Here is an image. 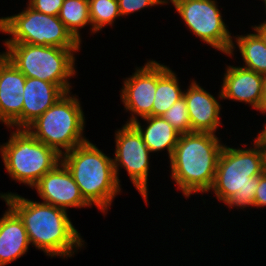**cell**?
<instances>
[{
  "instance_id": "7c38bea8",
  "label": "cell",
  "mask_w": 266,
  "mask_h": 266,
  "mask_svg": "<svg viewBox=\"0 0 266 266\" xmlns=\"http://www.w3.org/2000/svg\"><path fill=\"white\" fill-rule=\"evenodd\" d=\"M32 188L37 190L43 203L67 210L69 207L91 206L82 196L71 173L60 161L47 172Z\"/></svg>"
},
{
  "instance_id": "8992f818",
  "label": "cell",
  "mask_w": 266,
  "mask_h": 266,
  "mask_svg": "<svg viewBox=\"0 0 266 266\" xmlns=\"http://www.w3.org/2000/svg\"><path fill=\"white\" fill-rule=\"evenodd\" d=\"M2 53L26 77L38 78L60 86L70 92L69 78L75 75L74 52L79 49H64L55 46L31 45L26 43H5Z\"/></svg>"
},
{
  "instance_id": "8fae6325",
  "label": "cell",
  "mask_w": 266,
  "mask_h": 266,
  "mask_svg": "<svg viewBox=\"0 0 266 266\" xmlns=\"http://www.w3.org/2000/svg\"><path fill=\"white\" fill-rule=\"evenodd\" d=\"M157 88V62L148 61L140 69L124 81L120 98L127 111L132 116L128 124L137 120L136 115L141 118L152 116L153 102Z\"/></svg>"
},
{
  "instance_id": "d6986e66",
  "label": "cell",
  "mask_w": 266,
  "mask_h": 266,
  "mask_svg": "<svg viewBox=\"0 0 266 266\" xmlns=\"http://www.w3.org/2000/svg\"><path fill=\"white\" fill-rule=\"evenodd\" d=\"M169 67L157 62V88L153 102L152 116H162L175 102L183 97L184 91Z\"/></svg>"
},
{
  "instance_id": "3957f363",
  "label": "cell",
  "mask_w": 266,
  "mask_h": 266,
  "mask_svg": "<svg viewBox=\"0 0 266 266\" xmlns=\"http://www.w3.org/2000/svg\"><path fill=\"white\" fill-rule=\"evenodd\" d=\"M223 146L214 133L180 134L170 168L172 179L186 197L210 191Z\"/></svg>"
},
{
  "instance_id": "5b68a950",
  "label": "cell",
  "mask_w": 266,
  "mask_h": 266,
  "mask_svg": "<svg viewBox=\"0 0 266 266\" xmlns=\"http://www.w3.org/2000/svg\"><path fill=\"white\" fill-rule=\"evenodd\" d=\"M70 94L63 95L25 128L61 156L88 141L82 136L85 117L80 101Z\"/></svg>"
},
{
  "instance_id": "7a4b0ae2",
  "label": "cell",
  "mask_w": 266,
  "mask_h": 266,
  "mask_svg": "<svg viewBox=\"0 0 266 266\" xmlns=\"http://www.w3.org/2000/svg\"><path fill=\"white\" fill-rule=\"evenodd\" d=\"M254 148L223 146L210 190L219 201L232 207H254L258 176L265 172L266 146L257 139ZM243 207V208H242Z\"/></svg>"
},
{
  "instance_id": "4fadbf2b",
  "label": "cell",
  "mask_w": 266,
  "mask_h": 266,
  "mask_svg": "<svg viewBox=\"0 0 266 266\" xmlns=\"http://www.w3.org/2000/svg\"><path fill=\"white\" fill-rule=\"evenodd\" d=\"M26 76L0 54V121L22 129V106Z\"/></svg>"
},
{
  "instance_id": "7402d4cb",
  "label": "cell",
  "mask_w": 266,
  "mask_h": 266,
  "mask_svg": "<svg viewBox=\"0 0 266 266\" xmlns=\"http://www.w3.org/2000/svg\"><path fill=\"white\" fill-rule=\"evenodd\" d=\"M91 32L96 33L106 25H113L116 17H121L117 0H88Z\"/></svg>"
},
{
  "instance_id": "ba28073f",
  "label": "cell",
  "mask_w": 266,
  "mask_h": 266,
  "mask_svg": "<svg viewBox=\"0 0 266 266\" xmlns=\"http://www.w3.org/2000/svg\"><path fill=\"white\" fill-rule=\"evenodd\" d=\"M0 31L12 35L5 43L80 49V42L66 29L58 16L40 13L29 5L17 15L0 18Z\"/></svg>"
},
{
  "instance_id": "f1b7e54d",
  "label": "cell",
  "mask_w": 266,
  "mask_h": 266,
  "mask_svg": "<svg viewBox=\"0 0 266 266\" xmlns=\"http://www.w3.org/2000/svg\"><path fill=\"white\" fill-rule=\"evenodd\" d=\"M265 112H266V110L263 111L262 114H263V113L266 114ZM256 139H257L258 141H260L263 145L266 146V124H265L264 129H263L262 131L259 132V135L256 137Z\"/></svg>"
},
{
  "instance_id": "6da1fadb",
  "label": "cell",
  "mask_w": 266,
  "mask_h": 266,
  "mask_svg": "<svg viewBox=\"0 0 266 266\" xmlns=\"http://www.w3.org/2000/svg\"><path fill=\"white\" fill-rule=\"evenodd\" d=\"M0 198L22 220L30 244L46 255L72 257L76 252L74 248L83 247L84 240L73 226L66 210L34 202L11 192L0 194Z\"/></svg>"
},
{
  "instance_id": "d4e9b609",
  "label": "cell",
  "mask_w": 266,
  "mask_h": 266,
  "mask_svg": "<svg viewBox=\"0 0 266 266\" xmlns=\"http://www.w3.org/2000/svg\"><path fill=\"white\" fill-rule=\"evenodd\" d=\"M64 0H29L28 5L40 13L58 16Z\"/></svg>"
},
{
  "instance_id": "603a6c76",
  "label": "cell",
  "mask_w": 266,
  "mask_h": 266,
  "mask_svg": "<svg viewBox=\"0 0 266 266\" xmlns=\"http://www.w3.org/2000/svg\"><path fill=\"white\" fill-rule=\"evenodd\" d=\"M162 117L180 134L191 133V122L184 96L175 102Z\"/></svg>"
},
{
  "instance_id": "44dd1931",
  "label": "cell",
  "mask_w": 266,
  "mask_h": 266,
  "mask_svg": "<svg viewBox=\"0 0 266 266\" xmlns=\"http://www.w3.org/2000/svg\"><path fill=\"white\" fill-rule=\"evenodd\" d=\"M66 29L81 43L79 28L91 26L88 0H64L58 14Z\"/></svg>"
},
{
  "instance_id": "ac0fdd59",
  "label": "cell",
  "mask_w": 266,
  "mask_h": 266,
  "mask_svg": "<svg viewBox=\"0 0 266 266\" xmlns=\"http://www.w3.org/2000/svg\"><path fill=\"white\" fill-rule=\"evenodd\" d=\"M143 120L148 122V126L143 129L138 119L132 125L141 134L143 142L150 152H157L167 149L171 159L174 149L177 145L180 133L162 116H147Z\"/></svg>"
},
{
  "instance_id": "277c9868",
  "label": "cell",
  "mask_w": 266,
  "mask_h": 266,
  "mask_svg": "<svg viewBox=\"0 0 266 266\" xmlns=\"http://www.w3.org/2000/svg\"><path fill=\"white\" fill-rule=\"evenodd\" d=\"M61 162L71 173L84 199L101 212L108 211L112 200L121 191L113 159L87 141L63 154Z\"/></svg>"
},
{
  "instance_id": "4316f807",
  "label": "cell",
  "mask_w": 266,
  "mask_h": 266,
  "mask_svg": "<svg viewBox=\"0 0 266 266\" xmlns=\"http://www.w3.org/2000/svg\"><path fill=\"white\" fill-rule=\"evenodd\" d=\"M253 29L261 37V39L263 40L266 46V24L262 23V24H259L258 26L255 25Z\"/></svg>"
},
{
  "instance_id": "ffe728a7",
  "label": "cell",
  "mask_w": 266,
  "mask_h": 266,
  "mask_svg": "<svg viewBox=\"0 0 266 266\" xmlns=\"http://www.w3.org/2000/svg\"><path fill=\"white\" fill-rule=\"evenodd\" d=\"M246 69L266 74V46L257 33L235 37Z\"/></svg>"
},
{
  "instance_id": "f546056e",
  "label": "cell",
  "mask_w": 266,
  "mask_h": 266,
  "mask_svg": "<svg viewBox=\"0 0 266 266\" xmlns=\"http://www.w3.org/2000/svg\"><path fill=\"white\" fill-rule=\"evenodd\" d=\"M263 1V0H262ZM265 4V10H266V0L263 1ZM266 12V11H265ZM263 24H266V21L263 22Z\"/></svg>"
},
{
  "instance_id": "cb8c5ba5",
  "label": "cell",
  "mask_w": 266,
  "mask_h": 266,
  "mask_svg": "<svg viewBox=\"0 0 266 266\" xmlns=\"http://www.w3.org/2000/svg\"><path fill=\"white\" fill-rule=\"evenodd\" d=\"M121 16L147 8L148 6L169 3L168 0H117Z\"/></svg>"
},
{
  "instance_id": "52a82bcc",
  "label": "cell",
  "mask_w": 266,
  "mask_h": 266,
  "mask_svg": "<svg viewBox=\"0 0 266 266\" xmlns=\"http://www.w3.org/2000/svg\"><path fill=\"white\" fill-rule=\"evenodd\" d=\"M10 136L8 142L0 146V153L7 172L15 181L33 187L61 161V155L26 129H17Z\"/></svg>"
},
{
  "instance_id": "9a60e30c",
  "label": "cell",
  "mask_w": 266,
  "mask_h": 266,
  "mask_svg": "<svg viewBox=\"0 0 266 266\" xmlns=\"http://www.w3.org/2000/svg\"><path fill=\"white\" fill-rule=\"evenodd\" d=\"M184 91L188 114L191 122V132H216L220 126L221 105L216 98L192 81L189 88Z\"/></svg>"
},
{
  "instance_id": "e0dca14e",
  "label": "cell",
  "mask_w": 266,
  "mask_h": 266,
  "mask_svg": "<svg viewBox=\"0 0 266 266\" xmlns=\"http://www.w3.org/2000/svg\"><path fill=\"white\" fill-rule=\"evenodd\" d=\"M29 239L19 216L8 206L0 218V266L13 262L29 248Z\"/></svg>"
},
{
  "instance_id": "484cf974",
  "label": "cell",
  "mask_w": 266,
  "mask_h": 266,
  "mask_svg": "<svg viewBox=\"0 0 266 266\" xmlns=\"http://www.w3.org/2000/svg\"><path fill=\"white\" fill-rule=\"evenodd\" d=\"M266 207V171L258 176V185L255 190L254 207Z\"/></svg>"
},
{
  "instance_id": "83f0119b",
  "label": "cell",
  "mask_w": 266,
  "mask_h": 266,
  "mask_svg": "<svg viewBox=\"0 0 266 266\" xmlns=\"http://www.w3.org/2000/svg\"><path fill=\"white\" fill-rule=\"evenodd\" d=\"M262 88H263V102L261 106V113L266 110V74L263 75Z\"/></svg>"
},
{
  "instance_id": "2e32d148",
  "label": "cell",
  "mask_w": 266,
  "mask_h": 266,
  "mask_svg": "<svg viewBox=\"0 0 266 266\" xmlns=\"http://www.w3.org/2000/svg\"><path fill=\"white\" fill-rule=\"evenodd\" d=\"M65 94L66 92L54 83L26 77L23 93L22 129H25Z\"/></svg>"
},
{
  "instance_id": "9c48e42d",
  "label": "cell",
  "mask_w": 266,
  "mask_h": 266,
  "mask_svg": "<svg viewBox=\"0 0 266 266\" xmlns=\"http://www.w3.org/2000/svg\"><path fill=\"white\" fill-rule=\"evenodd\" d=\"M216 3L215 0H175L172 4L194 35L230 56L235 45Z\"/></svg>"
},
{
  "instance_id": "30bf717a",
  "label": "cell",
  "mask_w": 266,
  "mask_h": 266,
  "mask_svg": "<svg viewBox=\"0 0 266 266\" xmlns=\"http://www.w3.org/2000/svg\"><path fill=\"white\" fill-rule=\"evenodd\" d=\"M115 158L113 159L114 171L118 183L119 166L124 167L139 191L145 203L148 196V172H149V155L150 150L143 142L141 134L132 125L126 124L115 132Z\"/></svg>"
},
{
  "instance_id": "5bb4252c",
  "label": "cell",
  "mask_w": 266,
  "mask_h": 266,
  "mask_svg": "<svg viewBox=\"0 0 266 266\" xmlns=\"http://www.w3.org/2000/svg\"><path fill=\"white\" fill-rule=\"evenodd\" d=\"M263 75L244 67L227 66L219 98L245 102L261 111Z\"/></svg>"
}]
</instances>
